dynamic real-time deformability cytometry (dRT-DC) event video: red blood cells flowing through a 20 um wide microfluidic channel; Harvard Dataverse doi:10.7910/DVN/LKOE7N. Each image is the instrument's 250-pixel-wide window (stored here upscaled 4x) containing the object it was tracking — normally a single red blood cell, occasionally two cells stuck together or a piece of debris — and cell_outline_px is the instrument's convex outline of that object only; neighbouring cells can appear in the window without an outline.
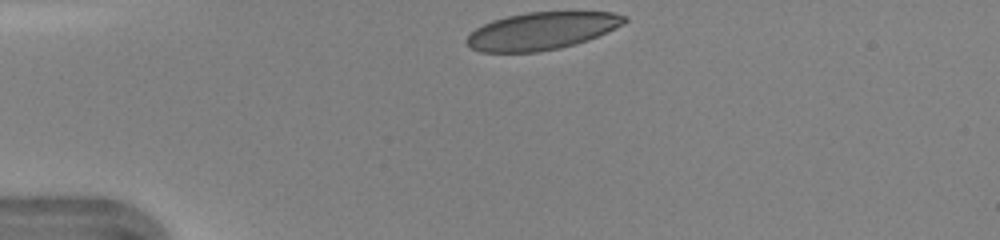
{"species": "human", "species_latin": "Homo sapiens", "temperature_condition": "warm", "stored_images_in_passage": 30, "camera_frame_rate_fps": 3000, "um_per_image_px": 0.085, "donor": {"sex": "female"}, "frame": {"image": 1, "passage_image": 1, "time_ms": 0.0, "image_size_px": [1000, 240], "cell_outline_px": [[628, 20], [588, 40], [576, 44], [560, 48], [536, 52], [480, 52], [472, 48], [464, 40], [476, 28], [492, 20], [508, 16], [528, 12], [612, 12], [628, 16]], "centroid_in_image_um": [46.01, 2.63], "position_along_channel_um": 39.0, "area_um2": 34.04}}
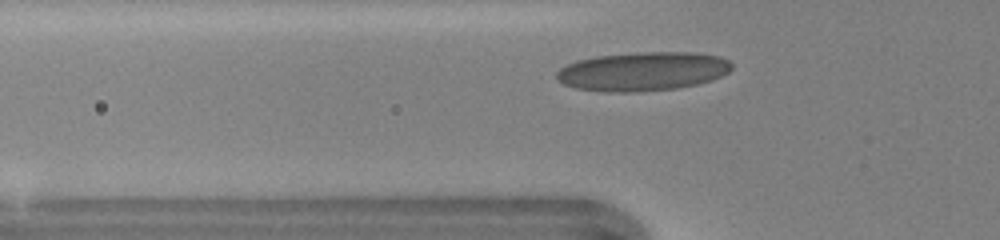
{"frame": {"image": 2, "passage_image": 6, "time_ms": 1.667, "image_size_px": [1000, 240], "cell_outline_px": [[732, 68], [728, 72], [712, 80], [696, 84], [676, 88], [636, 92], [604, 92], [576, 88], [564, 84], [556, 80], [556, 72], [560, 68], [576, 60], [596, 56], [644, 52], [696, 52], [720, 56], [728, 60], [732, 64]], "centroid_in_image_um": [54.62, 6.06], "position_along_channel_um": 71.2, "area_um2": 39.82}}
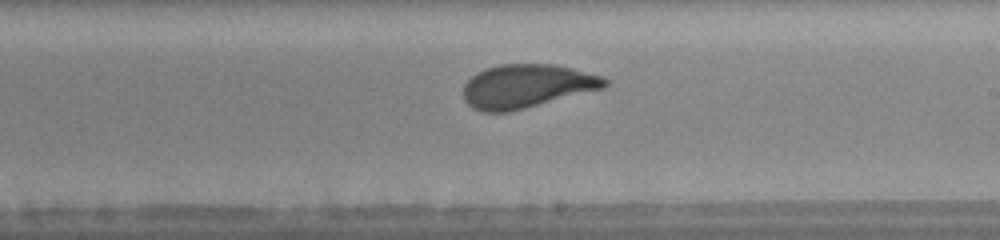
{"frame": {"image": 3, "passage_image": 18, "time_ms": 5.667, "image_size_px": [1000, 240], "cell_outline_px": [[608, 84], [604, 88], [508, 112], [480, 112], [472, 108], [464, 100], [464, 84], [476, 72], [484, 68], [500, 64], [556, 64], [604, 76], [608, 80]], "centroid_in_image_um": [44.76, 7.31], "position_along_channel_um": 244.2, "area_um2": 36.01}, "authors_computed_cell_mechanics": {"area_um2": 36.0961, "velocity_mm_per_s": 4.3093, "shape_relaxation_time_tau1_ms": 3.9299, "shape_relaxation_time_tau2_ms": null, "deformation_change_tau1": 0.1522, "deformation_change_tau2": null}}